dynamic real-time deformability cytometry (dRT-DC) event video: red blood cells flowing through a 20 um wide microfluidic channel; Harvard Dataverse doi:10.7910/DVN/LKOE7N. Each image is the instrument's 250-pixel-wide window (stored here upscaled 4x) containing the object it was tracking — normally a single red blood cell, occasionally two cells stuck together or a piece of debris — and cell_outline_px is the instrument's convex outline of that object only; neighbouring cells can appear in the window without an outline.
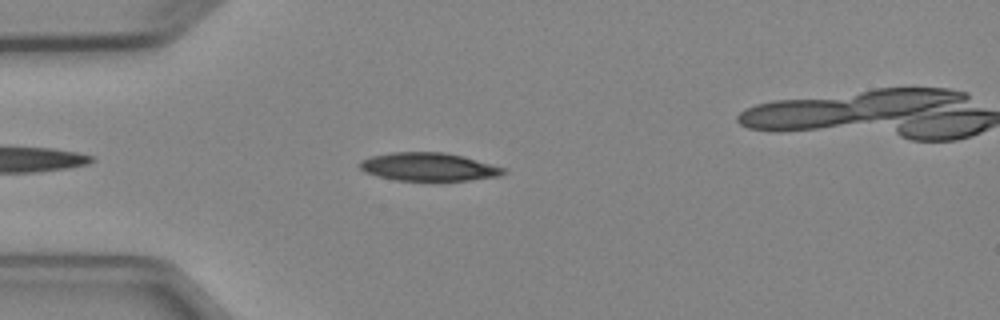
{"species": "Egyptian fruit bat (a non-hibernating species)", "species_latin": "Rousettus aegyptiacus", "temperature_condition": "cold", "stored_images_in_passage": 4, "camera_frame_rate_fps": 3000, "um_per_image_px": 0.085, "animal": {"sex": "female"}, "frame": {"image": 1, "passage_image": 3, "time_ms": 2.333, "image_size_px": [1000, 320], "cell_outline_px": [[508, 172], [500, 176], [440, 184], [396, 180], [376, 176], [364, 172], [356, 164], [360, 160], [372, 156], [392, 152], [444, 152], [476, 160], [504, 168]], "centroid_in_image_um": [36.4, 14.24], "position_along_channel_um": 48.6, "area_um2": 24.57}}